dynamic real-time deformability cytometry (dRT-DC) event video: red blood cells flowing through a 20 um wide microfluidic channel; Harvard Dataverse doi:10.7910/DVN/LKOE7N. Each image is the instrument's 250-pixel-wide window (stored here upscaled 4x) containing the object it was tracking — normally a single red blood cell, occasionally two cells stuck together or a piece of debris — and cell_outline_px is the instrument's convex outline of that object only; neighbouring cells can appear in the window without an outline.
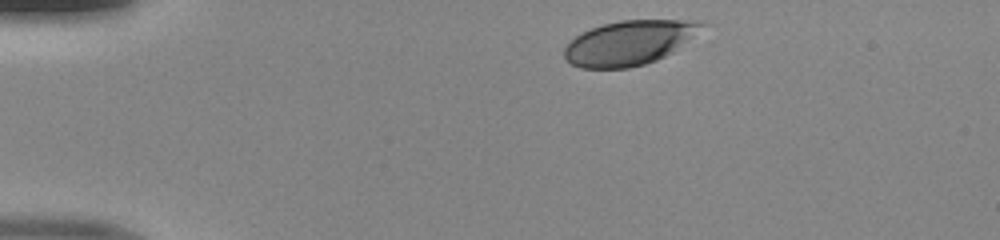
{"species": "human", "species_latin": "Homo sapiens", "temperature_condition": "room temperature", "stored_images_in_passage": 34, "camera_frame_rate_fps": 3000, "um_per_image_px": 0.085, "donor": {"sex": "male"}, "frame": {"image": 1, "passage_image": 1, "time_ms": 0.0, "image_size_px": [1000, 240], "cell_outline_px": [[708, 24], [672, 52], [656, 60], [644, 64], [628, 68], [580, 68], [572, 64], [564, 56], [564, 48], [576, 36], [592, 28], [604, 24], [620, 20], [700, 20]], "centroid_in_image_um": [53.5, 3.63], "position_along_channel_um": 31.5, "area_um2": 35.26}}
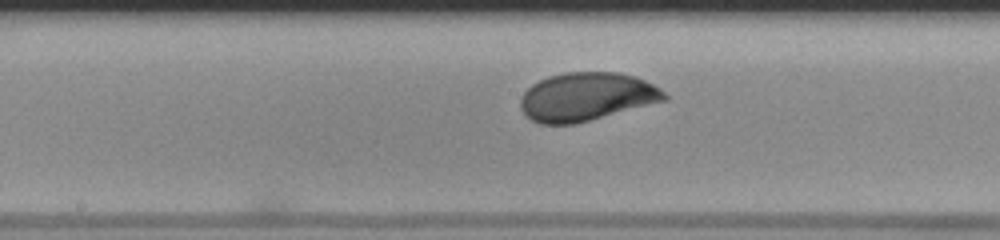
{"frame": {"image": 2, "passage_image": 18, "time_ms": 5.667, "image_size_px": [1000, 240], "cell_outline_px": [[668, 100], [572, 124], [540, 124], [532, 120], [520, 108], [520, 96], [532, 84], [548, 76], [564, 72], [620, 72], [644, 80], [660, 88], [668, 96]], "centroid_in_image_um": [49.84, 8.21], "position_along_channel_um": 198.4, "area_um2": 40.34}}
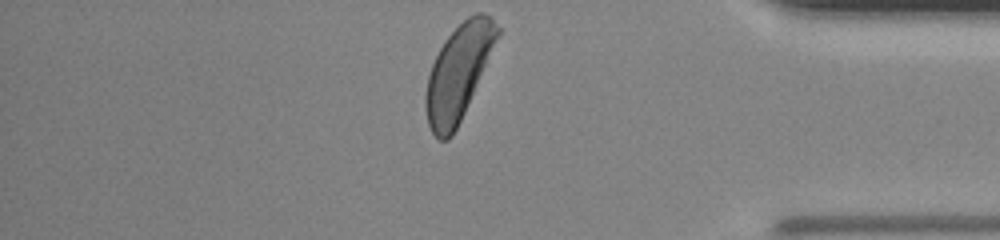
{"frame": {"image": 3, "passage_image": 34, "time_ms": 11.0, "image_size_px": [1000, 240], "cell_outline_px": [[500, 32], [464, 112], [452, 136], [448, 140], [440, 140], [432, 132], [428, 124], [424, 104], [424, 96], [428, 76], [432, 64], [444, 40], [468, 16], [476, 12], [484, 12], [492, 16], [500, 28]], "centroid_in_image_um": [38.94, 6.14], "position_along_channel_um": 396.3, "area_um2": 38.96}}